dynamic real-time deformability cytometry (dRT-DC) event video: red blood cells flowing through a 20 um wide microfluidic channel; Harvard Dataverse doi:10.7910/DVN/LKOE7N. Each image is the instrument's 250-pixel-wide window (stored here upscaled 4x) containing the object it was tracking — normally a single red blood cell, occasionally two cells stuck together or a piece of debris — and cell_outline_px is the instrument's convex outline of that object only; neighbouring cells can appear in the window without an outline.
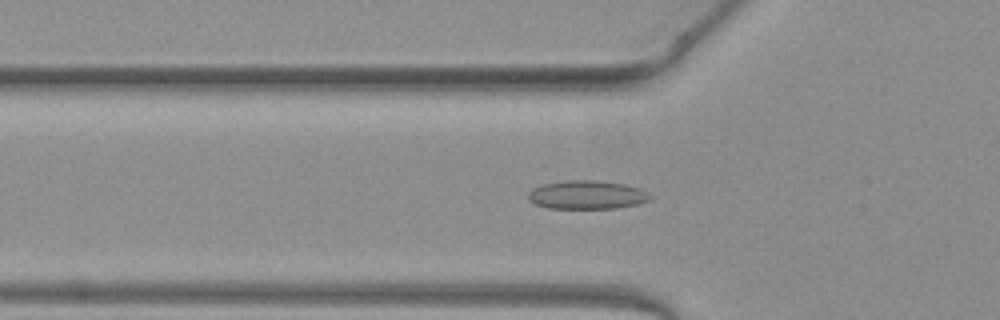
{"species": "common noctule bat (a hibernating species)", "species_latin": "Nyctalus noctula", "temperature_condition": "warm", "stored_images_in_passage": 44, "camera_frame_rate_fps": 3000, "um_per_image_px": 0.085, "animal": {"sex": "female", "body_mass_g": 19.3, "forearm_length_mm": 54.1}, "frame": {"image": 1, "passage_image": 10, "time_ms": 3.0, "image_size_px": [1000, 320], "cell_outline_px": [[652, 200], [640, 204], [616, 208], [548, 208], [536, 204], [528, 200], [528, 192], [532, 188], [544, 184], [564, 180], [596, 180], [624, 184], [648, 192], [652, 196]], "centroid_in_image_um": [49.9, 16.56], "position_along_channel_um": 75.9, "area_um2": 20.4}}
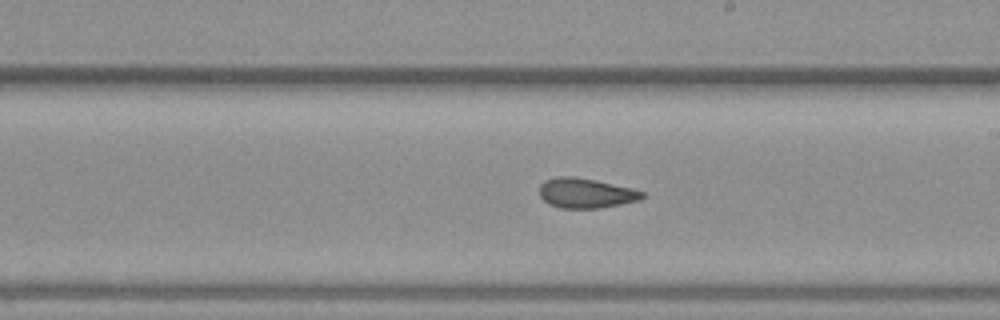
{"frame": {"image": 2, "passage_image": 22, "time_ms": 7.0, "image_size_px": [1000, 320], "cell_outline_px": [[644, 196], [640, 200], [600, 208], [560, 208], [548, 204], [540, 196], [540, 184], [544, 180], [556, 176], [572, 176], [596, 180], [632, 188], [644, 192]], "centroid_in_image_um": [49.77, 16.41], "position_along_channel_um": 239.2, "area_um2": 17.98}}
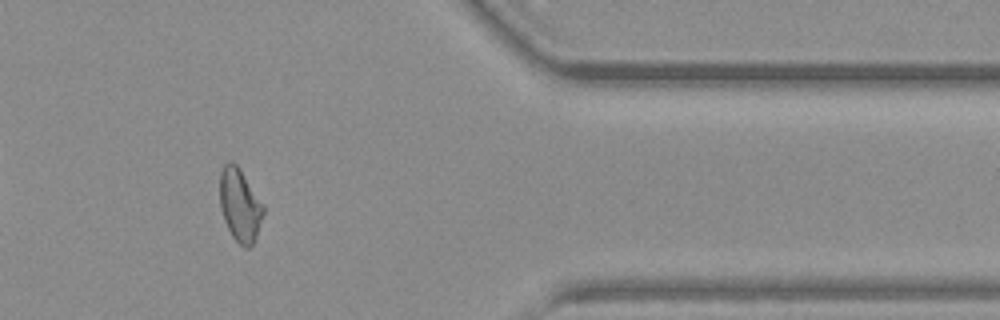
{"frame": {"image": 3, "passage_image": 35, "time_ms": 11.333, "image_size_px": [1000, 320], "cell_outline_px": [[264, 212], [256, 236], [252, 244], [248, 248], [244, 248], [232, 236], [224, 220], [220, 208], [220, 172], [224, 164], [228, 160], [232, 160], [240, 168], [264, 204]], "centroid_in_image_um": [20.39, 17.39], "position_along_channel_um": 391.0, "area_um2": 18.61}, "authors_computed_cell_mechanics": {"area_um2": 18.6116, "velocity_mm_per_s": 4.0729, "shape_relaxation_time_tau1_ms": null, "shape_relaxation_time_tau2_ms": 2.6429, "deformation_change_tau1": null, "deformation_change_tau2": 0.0812}}